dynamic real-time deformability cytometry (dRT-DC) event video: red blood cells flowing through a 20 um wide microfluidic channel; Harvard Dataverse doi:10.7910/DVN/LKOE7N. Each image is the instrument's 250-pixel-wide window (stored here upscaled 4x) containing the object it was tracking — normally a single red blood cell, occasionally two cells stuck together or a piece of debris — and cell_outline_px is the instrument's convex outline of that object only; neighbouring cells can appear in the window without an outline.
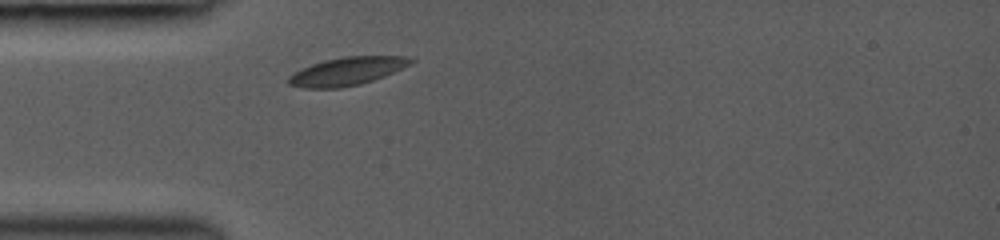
{"species": "common noctule bat (a hibernating species)", "species_latin": "Nyctalus noctula", "temperature_condition": "room temperature", "stored_images_in_passage": 23, "camera_frame_rate_fps": 3000, "um_per_image_px": 0.085, "animal": {"sex": "female", "body_mass_g": 19.0, "forearm_length_mm": 53.3}, "frame": {"image": 1, "passage_image": 1, "time_ms": 0.0, "image_size_px": [1000, 240], "cell_outline_px": [[416, 60], [412, 64], [384, 76], [360, 84], [340, 88], [300, 88], [288, 84], [288, 76], [312, 64], [324, 60], [344, 56], [408, 56]], "centroid_in_image_um": [29.53, 6.05], "position_along_channel_um": 55.5, "area_um2": 20.0}}
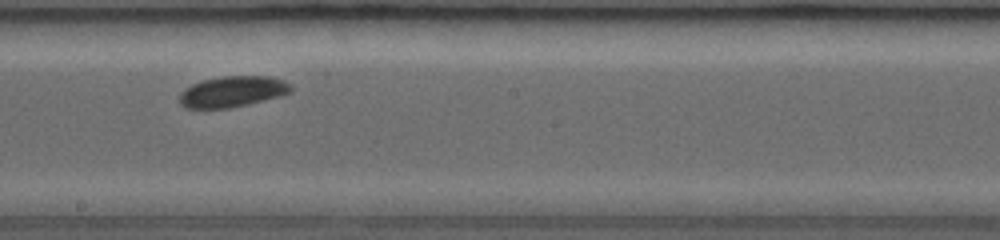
{"frame": {"image": 2, "passage_image": 11, "time_ms": 4.333, "image_size_px": [1000, 240], "cell_outline_px": [[292, 92], [280, 96], [248, 104], [228, 108], [184, 108], [180, 104], [180, 92], [184, 88], [192, 84], [204, 80], [224, 76], [272, 76], [284, 80], [292, 88]], "centroid_in_image_um": [19.76, 7.78], "position_along_channel_um": 228.4, "area_um2": 20.06}}
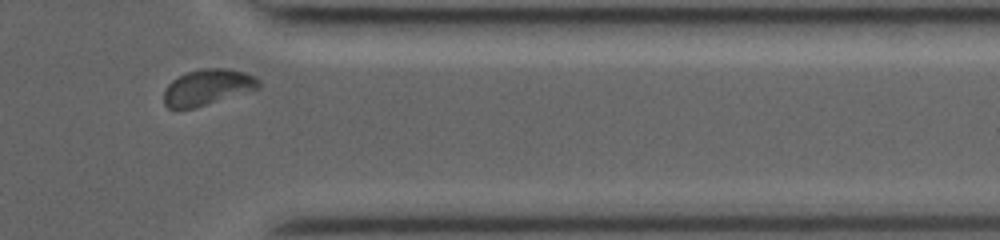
{"frame": {"image": 3, "passage_image": 20, "time_ms": 8.333, "image_size_px": [1000, 240], "cell_outline_px": [[260, 88], [196, 108], [168, 108], [164, 104], [164, 92], [168, 84], [172, 80], [188, 72], [200, 68], [228, 68], [244, 72], [256, 76], [260, 80]], "centroid_in_image_um": [17.67, 7.41], "position_along_channel_um": 393.7, "area_um2": 19.94}, "authors_computed_cell_mechanics": {"area_um2": 20.0566, "velocity_mm_per_s": 4.1326, "shape_relaxation_time_tau1_ms": 1.3578, "shape_relaxation_time_tau2_ms": null, "deformation_change_tau1": 0.0592, "deformation_change_tau2": null}}